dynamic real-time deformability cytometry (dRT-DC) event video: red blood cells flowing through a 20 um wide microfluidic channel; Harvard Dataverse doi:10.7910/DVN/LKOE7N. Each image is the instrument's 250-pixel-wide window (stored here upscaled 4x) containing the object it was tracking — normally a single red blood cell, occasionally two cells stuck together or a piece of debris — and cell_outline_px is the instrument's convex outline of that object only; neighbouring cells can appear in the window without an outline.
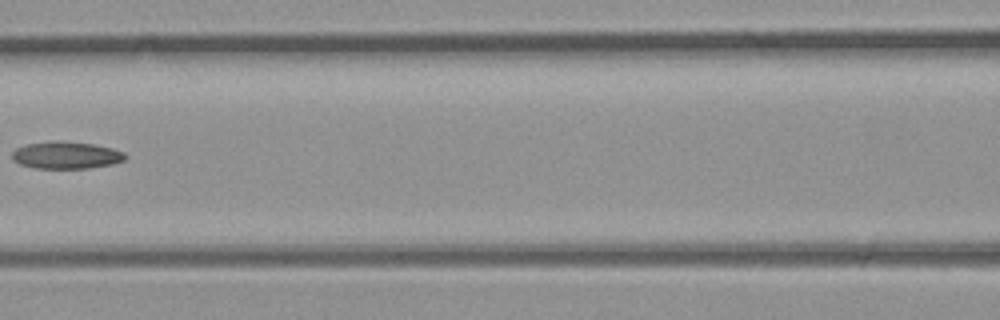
{"species": "common noctule bat (a hibernating species)", "species_latin": "Nyctalus noctula", "temperature_condition": "room temperature", "stored_images_in_passage": 7, "camera_frame_rate_fps": 3000, "um_per_image_px": 0.085, "animal": {"sex": "male", "body_mass_g": 23.1, "forearm_length_mm": 52.7}, "frame": {"image": 1, "passage_image": 7, "time_ms": 2.0, "image_size_px": [1000, 320], "cell_outline_px": [[128, 156], [124, 160], [112, 164], [88, 168], [32, 168], [20, 164], [12, 156], [12, 152], [16, 148], [28, 144], [56, 140], [60, 140], [92, 144], [112, 148], [124, 152]], "centroid_in_image_um": [5.65, 13.18], "position_along_channel_um": 161.0, "area_um2": 17.86}}